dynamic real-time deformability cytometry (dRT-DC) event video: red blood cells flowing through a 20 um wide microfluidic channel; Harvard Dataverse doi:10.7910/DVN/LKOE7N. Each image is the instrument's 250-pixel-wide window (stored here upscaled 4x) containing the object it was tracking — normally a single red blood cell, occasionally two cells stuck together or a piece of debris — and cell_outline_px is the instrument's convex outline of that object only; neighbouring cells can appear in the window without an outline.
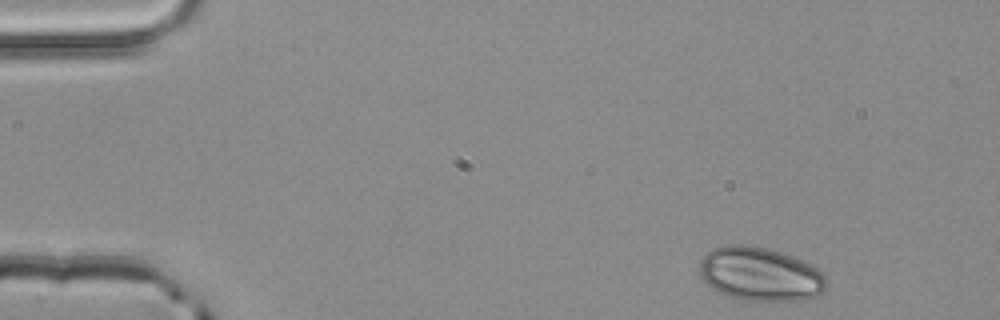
{"species": "common noctule bat (a hibernating species)", "species_latin": "Nyctalus noctula", "temperature_condition": "room temperature", "stored_images_in_passage": 3, "camera_frame_rate_fps": 3000, "um_per_image_px": 0.085, "animal": {"sex": "male", "body_mass_g": 20.4}, "frame": {"image": 1, "passage_image": 1, "time_ms": 0.0, "image_size_px": [1000, 320], "cell_outline_px": [[828, 284], [824, 292], [816, 296], [804, 300], [740, 300], [720, 292], [712, 288], [700, 276], [700, 260], [712, 248], [728, 244], [748, 244], [780, 252], [792, 256], [816, 268], [824, 276]], "centroid_in_image_um": [64.61, 23.3], "position_along_channel_um": 20.4, "area_um2": 39.54}}